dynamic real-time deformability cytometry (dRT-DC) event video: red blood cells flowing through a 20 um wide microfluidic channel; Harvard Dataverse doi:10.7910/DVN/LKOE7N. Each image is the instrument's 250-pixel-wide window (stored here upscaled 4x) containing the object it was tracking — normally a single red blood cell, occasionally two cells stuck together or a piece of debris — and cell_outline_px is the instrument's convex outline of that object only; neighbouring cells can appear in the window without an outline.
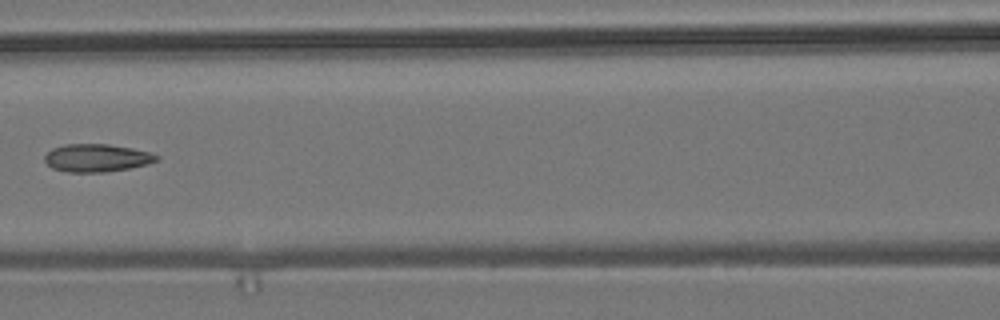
{"species": "common noctule bat (a hibernating species)", "species_latin": "Nyctalus noctula", "temperature_condition": "room temperature", "stored_images_in_passage": 7, "camera_frame_rate_fps": 3000, "um_per_image_px": 0.085, "animal": {"sex": "male", "body_mass_g": 19.2, "forearm_length_mm": 51.8}, "frame": {"image": 1, "passage_image": 6, "time_ms": 6.667, "image_size_px": [1000, 320], "cell_outline_px": [[160, 160], [148, 164], [128, 168], [104, 172], [68, 172], [52, 168], [44, 160], [44, 156], [52, 148], [64, 144], [108, 144], [132, 148], [152, 152], [160, 156]], "centroid_in_image_um": [8.25, 13.41], "position_along_channel_um": 158.3, "area_um2": 18.26}}
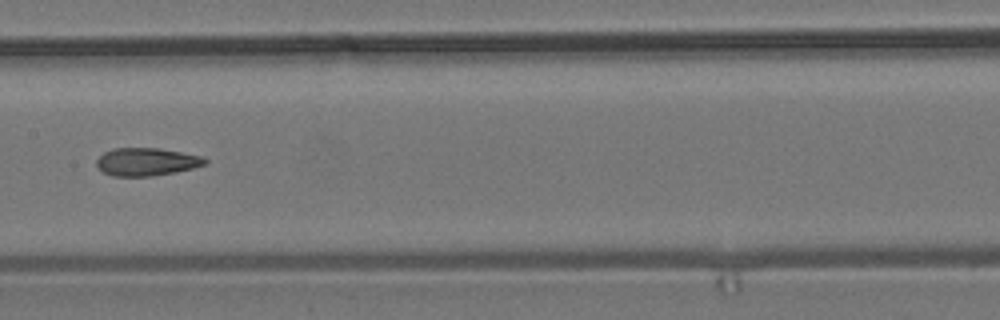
{"frame": {"image": 2, "passage_image": 7, "time_ms": 7.667, "image_size_px": [1000, 320], "cell_outline_px": [[208, 164], [176, 172], [152, 176], [112, 176], [104, 172], [96, 164], [96, 160], [104, 152], [112, 148], [160, 148], [204, 156], [208, 160]], "centroid_in_image_um": [12.5, 13.74], "position_along_channel_um": 194.9, "area_um2": 17.74}}